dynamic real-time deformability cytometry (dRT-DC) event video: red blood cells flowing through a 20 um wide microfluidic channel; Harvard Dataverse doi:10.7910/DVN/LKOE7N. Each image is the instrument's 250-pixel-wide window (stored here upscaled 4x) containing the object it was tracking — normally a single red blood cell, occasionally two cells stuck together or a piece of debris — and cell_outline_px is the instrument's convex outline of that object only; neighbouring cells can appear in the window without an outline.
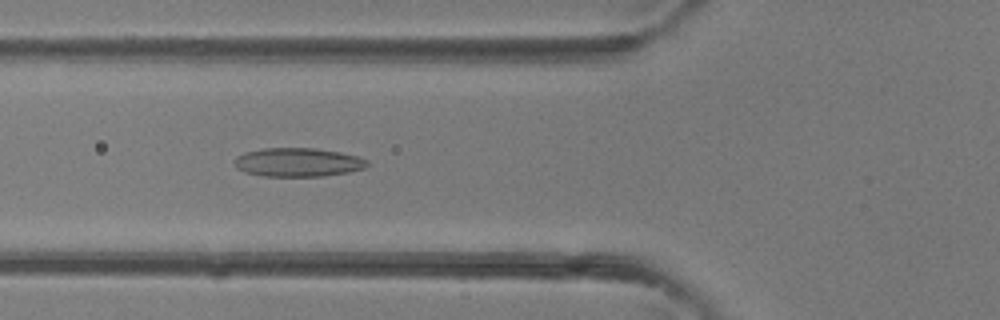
{"species": "common noctule bat (a hibernating species)", "species_latin": "Nyctalus noctula", "temperature_condition": "room temperature", "stored_images_in_passage": 34, "camera_frame_rate_fps": 3000, "um_per_image_px": 0.085, "animal": {"sex": "female"}, "frame": {"image": 1, "passage_image": 8, "time_ms": 2.333, "image_size_px": [1000, 320], "cell_outline_px": [[368, 164], [364, 168], [348, 172], [324, 176], [264, 176], [244, 172], [236, 168], [232, 160], [236, 156], [244, 152], [264, 148], [316, 148], [340, 152], [356, 156], [368, 160]], "centroid_in_image_um": [25.28, 13.79], "position_along_channel_um": 100.5, "area_um2": 22.37}}
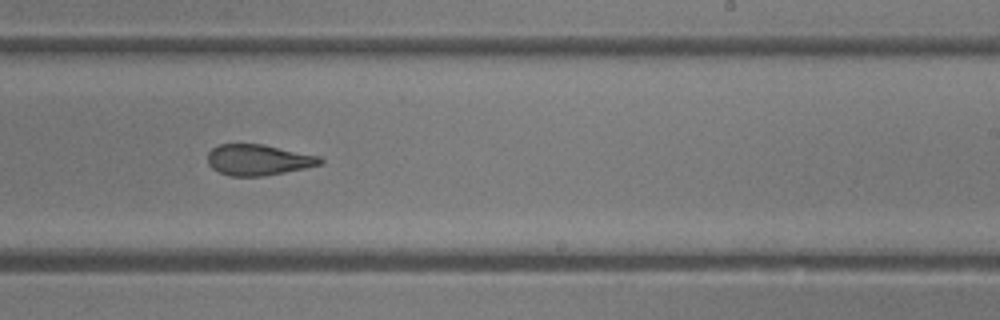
{"frame": {"image": 2, "passage_image": 18, "time_ms": 5.667, "image_size_px": [1000, 320], "cell_outline_px": [[324, 164], [264, 176], [232, 176], [220, 172], [212, 168], [208, 164], [208, 152], [212, 148], [220, 144], [264, 144], [320, 156], [324, 160]], "centroid_in_image_um": [21.98, 13.58], "position_along_channel_um": 267.0, "area_um2": 20.29}}
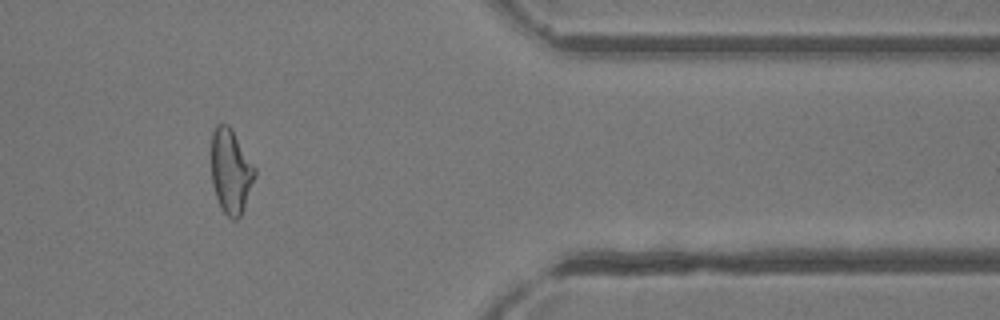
{"frame": {"image": 3, "passage_image": 27, "time_ms": 8.667, "image_size_px": [1000, 320], "cell_outline_px": [[256, 176], [244, 208], [240, 216], [236, 220], [232, 220], [224, 212], [216, 196], [212, 184], [212, 132], [216, 124], [228, 124], [232, 128], [256, 168]], "centroid_in_image_um": [19.64, 14.54], "position_along_channel_um": 391.8, "area_um2": 21.44}}